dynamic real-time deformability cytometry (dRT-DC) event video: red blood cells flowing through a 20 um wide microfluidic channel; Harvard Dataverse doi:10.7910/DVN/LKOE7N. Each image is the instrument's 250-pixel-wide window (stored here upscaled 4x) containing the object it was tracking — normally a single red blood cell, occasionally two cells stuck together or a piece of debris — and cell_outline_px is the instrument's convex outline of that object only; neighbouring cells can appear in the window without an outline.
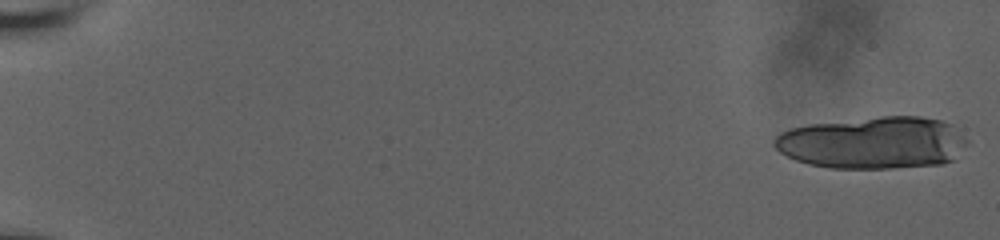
{"species": "human", "species_latin": "Homo sapiens", "temperature_condition": "room temperature", "stored_images_in_passage": 31, "camera_frame_rate_fps": 3000, "um_per_image_px": 0.085, "donor": {"sex": "male"}, "frame": {"image": 1, "passage_image": 1, "time_ms": 0.0, "image_size_px": [1000, 240], "cell_outline_px": [[968, 144], [952, 160], [940, 164], [892, 168], [828, 168], [808, 164], [796, 160], [780, 152], [772, 144], [772, 140], [780, 132], [788, 128], [808, 124], [880, 116], [920, 116], [940, 120], [952, 124], [968, 140]], "centroid_in_image_um": [74.19, 12.12], "position_along_channel_um": 10.8, "area_um2": 59.07}}